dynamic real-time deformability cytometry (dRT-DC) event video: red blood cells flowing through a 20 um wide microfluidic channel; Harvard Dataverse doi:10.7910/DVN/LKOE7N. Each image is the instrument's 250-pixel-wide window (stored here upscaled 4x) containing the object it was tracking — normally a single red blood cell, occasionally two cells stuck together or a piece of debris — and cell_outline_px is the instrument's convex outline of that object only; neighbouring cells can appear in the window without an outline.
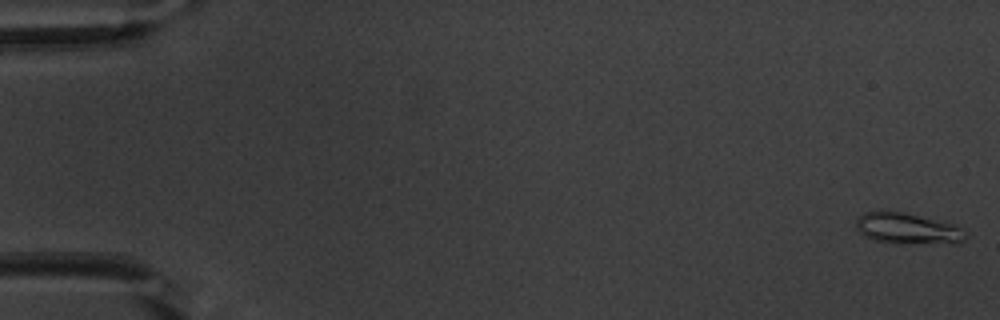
{"species": "common noctule bat (a hibernating species)", "species_latin": "Nyctalus noctula", "temperature_condition": "warm", "stored_images_in_passage": 53, "camera_frame_rate_fps": 3000, "um_per_image_px": 0.085, "animal": {"sex": "male", "body_mass_g": 20.1, "forearm_length_mm": 53.5}, "frame": {"image": 1, "passage_image": 1, "time_ms": 0.0, "image_size_px": [1000, 320], "cell_outline_px": [[968, 236], [964, 240], [956, 244], [892, 244], [876, 240], [864, 236], [856, 228], [856, 220], [864, 212], [900, 212], [952, 224], [968, 232]], "centroid_in_image_um": [77.18, 19.48], "position_along_channel_um": 7.8, "area_um2": 19.83}}
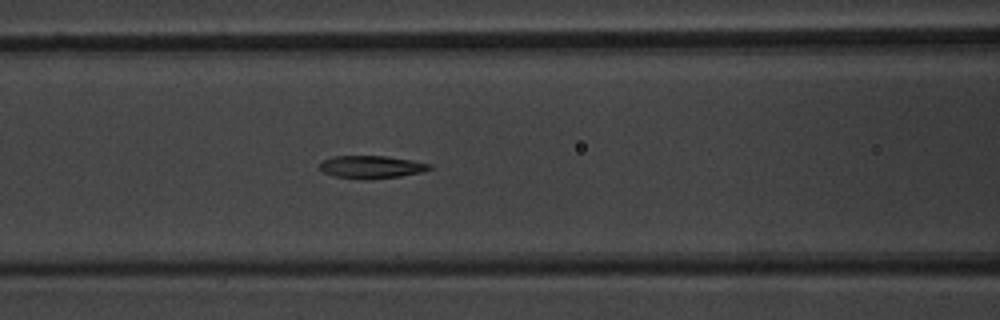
{"frame": {"image": 2, "passage_image": 23, "time_ms": 7.333, "image_size_px": [1000, 320], "cell_outline_px": [[432, 168], [420, 172], [400, 176], [368, 180], [360, 180], [336, 176], [324, 172], [320, 168], [320, 164], [324, 160], [332, 156], [384, 156], [412, 160], [432, 164]], "centroid_in_image_um": [31.57, 14.2], "position_along_channel_um": 135.0, "area_um2": 14.51}}
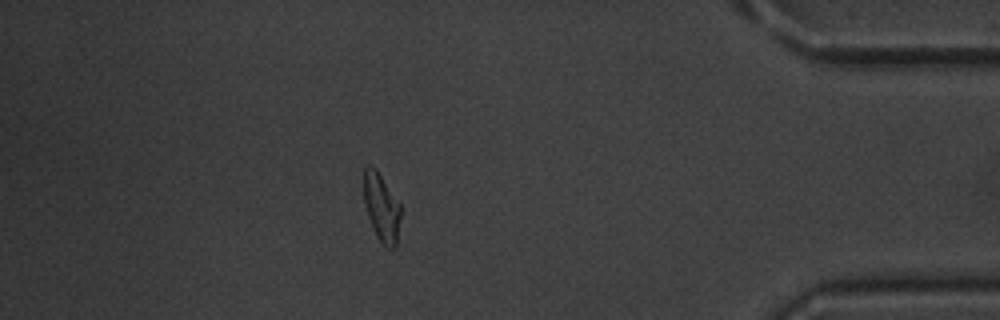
{"frame": {"image": 3, "passage_image": 47, "time_ms": 15.333, "image_size_px": [1000, 320], "cell_outline_px": [[400, 216], [396, 248], [388, 248], [376, 236], [368, 216], [364, 204], [364, 168], [368, 164], [376, 168], [400, 204]], "centroid_in_image_um": [32.42, 17.62], "position_along_channel_um": 402.8, "area_um2": 14.51}, "authors_computed_cell_mechanics": {"area_um2": 15.4326, "velocity_mm_per_s": 3.8361, "shape_relaxation_time_tau1_ms": 4.3292, "shape_relaxation_time_tau2_ms": 1.9667, "deformation_change_tau1": 0.1788, "deformation_change_tau2": 0.0847}}